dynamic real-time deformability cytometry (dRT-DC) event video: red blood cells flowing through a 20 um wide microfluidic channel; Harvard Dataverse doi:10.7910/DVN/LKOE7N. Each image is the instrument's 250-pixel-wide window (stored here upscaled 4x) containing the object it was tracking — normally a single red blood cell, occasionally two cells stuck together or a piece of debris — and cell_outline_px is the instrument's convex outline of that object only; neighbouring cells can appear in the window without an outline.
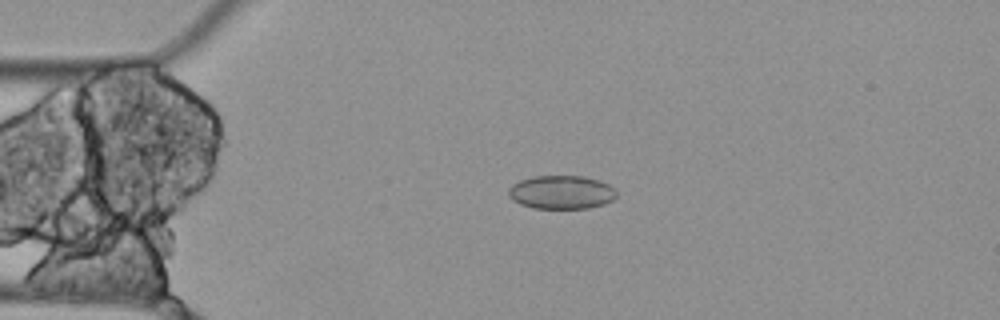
{"species": "Egyptian fruit bat (a non-hibernating species)", "species_latin": "Rousettus aegyptiacus", "temperature_condition": "cold", "stored_images_in_passage": 3, "camera_frame_rate_fps": 3000, "um_per_image_px": 0.085, "animal": {"sex": "female"}, "frame": {"image": 1, "passage_image": 1, "time_ms": 0.0, "image_size_px": [1000, 320], "cell_outline_px": [[616, 196], [612, 200], [604, 204], [588, 208], [532, 208], [520, 204], [512, 200], [508, 196], [508, 188], [512, 184], [520, 180], [532, 176], [584, 176], [600, 180], [616, 188]], "centroid_in_image_um": [47.71, 16.33], "position_along_channel_um": 37.3, "area_um2": 21.33}}